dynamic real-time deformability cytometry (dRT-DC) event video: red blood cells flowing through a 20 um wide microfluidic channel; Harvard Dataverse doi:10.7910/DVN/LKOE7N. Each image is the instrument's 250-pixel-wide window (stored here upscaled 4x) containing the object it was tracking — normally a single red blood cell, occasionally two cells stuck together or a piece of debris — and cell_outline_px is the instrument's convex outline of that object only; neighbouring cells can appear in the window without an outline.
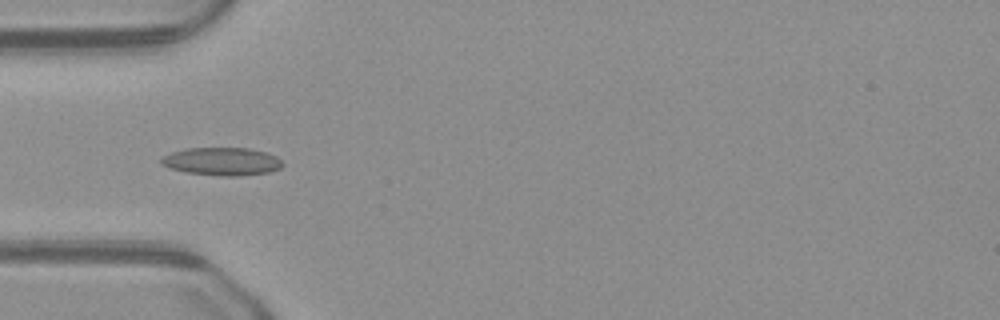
{"species": "common noctule bat (a hibernating species)", "species_latin": "Nyctalus noctula", "temperature_condition": "warm", "stored_images_in_passage": 25, "camera_frame_rate_fps": 3000, "um_per_image_px": 0.085, "animal": {"sex": "male", "body_mass_g": 23.1, "forearm_length_mm": 52.7}, "frame": {"image": 1, "passage_image": 4, "time_ms": 1.0, "image_size_px": [1000, 320], "cell_outline_px": [[284, 164], [280, 168], [268, 172], [236, 176], [224, 176], [184, 172], [168, 168], [160, 164], [160, 156], [184, 148], [248, 148], [268, 152], [276, 156]], "centroid_in_image_um": [18.82, 13.71], "position_along_channel_um": 66.2, "area_um2": 19.94}}
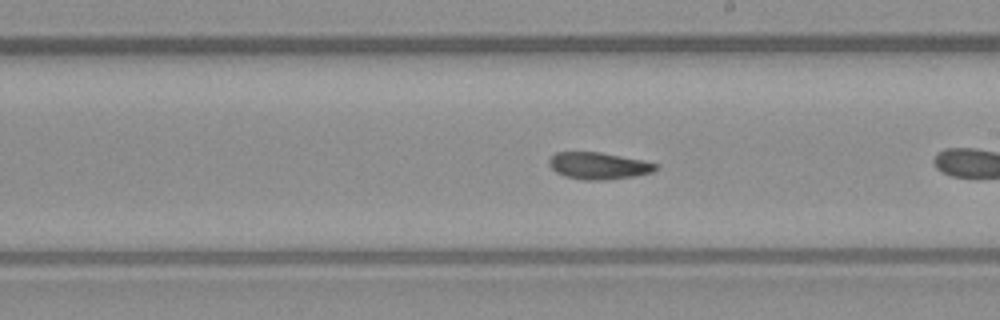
{"frame": {"image": 2, "passage_image": 14, "time_ms": 4.333, "image_size_px": [1000, 320], "cell_outline_px": [[660, 168], [652, 172], [636, 176], [604, 180], [584, 180], [564, 176], [556, 172], [548, 164], [548, 160], [556, 152], [600, 152], [644, 160], [660, 164]], "centroid_in_image_um": [50.92, 14.09], "position_along_channel_um": 238.1, "area_um2": 16.94}}
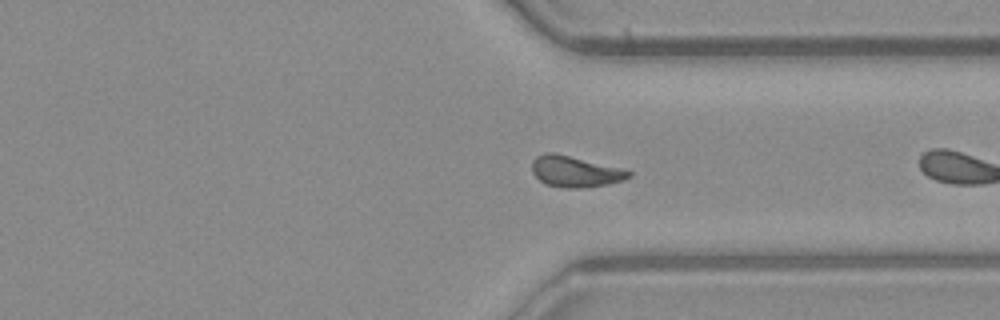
{"frame": {"image": 3, "passage_image": 23, "time_ms": 7.333, "image_size_px": [1000, 320], "cell_outline_px": [[632, 176], [624, 180], [608, 184], [580, 188], [564, 188], [544, 184], [532, 172], [532, 160], [536, 156], [544, 152], [552, 152], [624, 168], [632, 172]], "centroid_in_image_um": [48.9, 14.58], "position_along_channel_um": 362.5, "area_um2": 17.69}}